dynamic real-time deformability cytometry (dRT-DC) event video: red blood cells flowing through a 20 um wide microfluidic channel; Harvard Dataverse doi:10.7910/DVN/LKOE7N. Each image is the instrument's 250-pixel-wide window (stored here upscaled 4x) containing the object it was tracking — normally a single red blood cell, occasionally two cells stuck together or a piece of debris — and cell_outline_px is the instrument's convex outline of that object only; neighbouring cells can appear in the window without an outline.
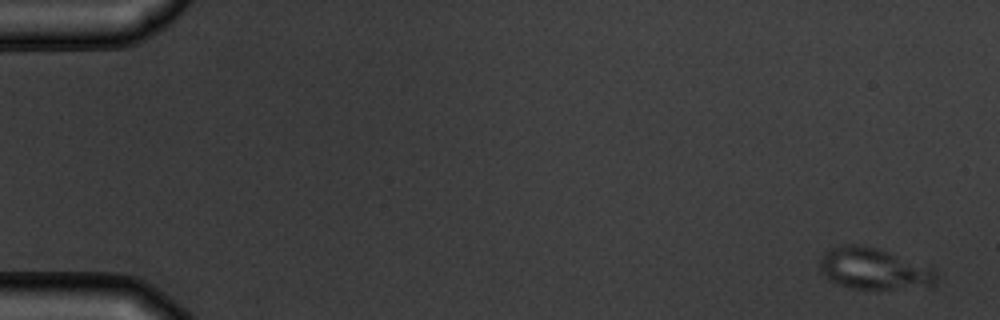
{"species": "common noctule bat (a hibernating species)", "species_latin": "Nyctalus noctula", "temperature_condition": "warm", "stored_images_in_passage": 6, "camera_frame_rate_fps": 3000, "um_per_image_px": 0.085, "animal": {"sex": "male", "body_mass_g": 19.5, "forearm_length_mm": 54.6}, "frame": {"image": 1, "passage_image": 1, "time_ms": 0.0, "image_size_px": [1000, 320], "cell_outline_px": [[936, 284], [876, 292], [848, 288], [836, 284], [828, 280], [824, 276], [820, 268], [820, 260], [824, 252], [828, 248], [844, 244], [860, 244], [876, 248], [936, 268]], "centroid_in_image_um": [74.25, 22.88], "position_along_channel_um": 10.8, "area_um2": 28.96}}